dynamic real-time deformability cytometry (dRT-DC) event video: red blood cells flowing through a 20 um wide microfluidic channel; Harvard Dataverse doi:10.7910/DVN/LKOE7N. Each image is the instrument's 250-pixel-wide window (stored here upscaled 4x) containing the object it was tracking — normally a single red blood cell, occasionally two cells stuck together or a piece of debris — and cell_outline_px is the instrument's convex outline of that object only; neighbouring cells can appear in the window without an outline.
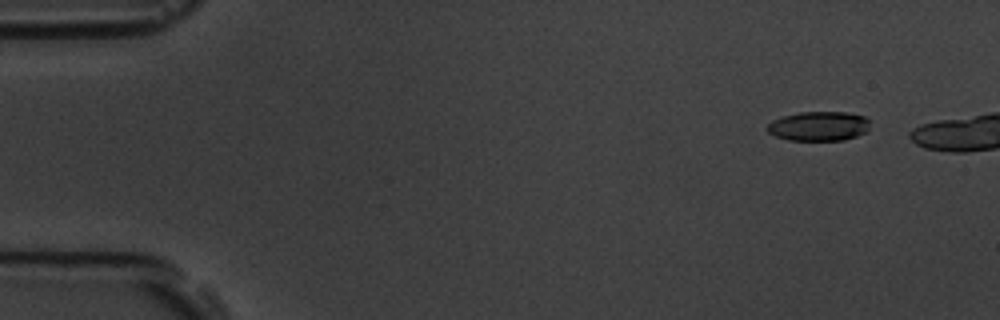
{"species": "common noctule bat (a hibernating species)", "species_latin": "Nyctalus noctula", "temperature_condition": "room temperature", "stored_images_in_passage": 10, "camera_frame_rate_fps": 3000, "um_per_image_px": 0.085, "animal": {"sex": "male", "body_mass_g": 19.5, "forearm_length_mm": 54.6}, "frame": {"image": 1, "passage_image": 2, "time_ms": 1.333, "image_size_px": [1000, 320], "cell_outline_px": [[868, 128], [864, 132], [856, 136], [844, 140], [788, 140], [776, 136], [768, 132], [764, 128], [772, 120], [784, 116], [800, 112], [844, 112], [864, 116], [868, 120]], "centroid_in_image_um": [69.55, 10.72], "position_along_channel_um": 15.4, "area_um2": 17.51}}
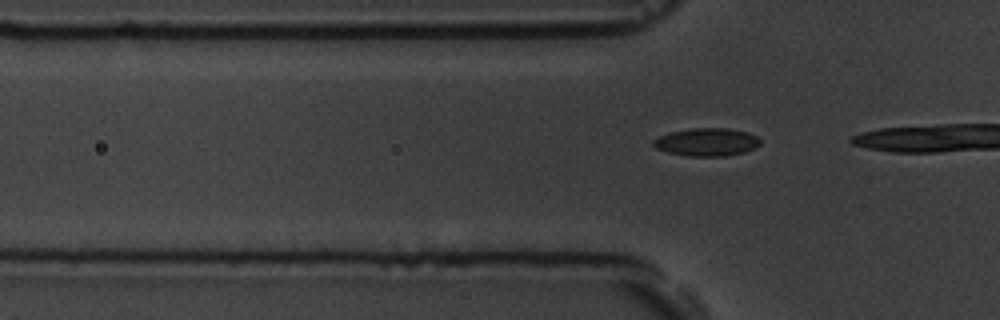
{"frame": {"image": 2, "passage_image": 7, "time_ms": 7.667, "image_size_px": [1000, 320], "cell_outline_px": [[760, 144], [756, 148], [744, 152], [724, 156], [688, 156], [668, 152], [656, 148], [652, 144], [652, 140], [660, 136], [672, 132], [692, 128], [728, 128], [748, 132], [756, 136], [760, 140]], "centroid_in_image_um": [60.09, 12.07], "position_along_channel_um": 65.7, "area_um2": 17.34}}